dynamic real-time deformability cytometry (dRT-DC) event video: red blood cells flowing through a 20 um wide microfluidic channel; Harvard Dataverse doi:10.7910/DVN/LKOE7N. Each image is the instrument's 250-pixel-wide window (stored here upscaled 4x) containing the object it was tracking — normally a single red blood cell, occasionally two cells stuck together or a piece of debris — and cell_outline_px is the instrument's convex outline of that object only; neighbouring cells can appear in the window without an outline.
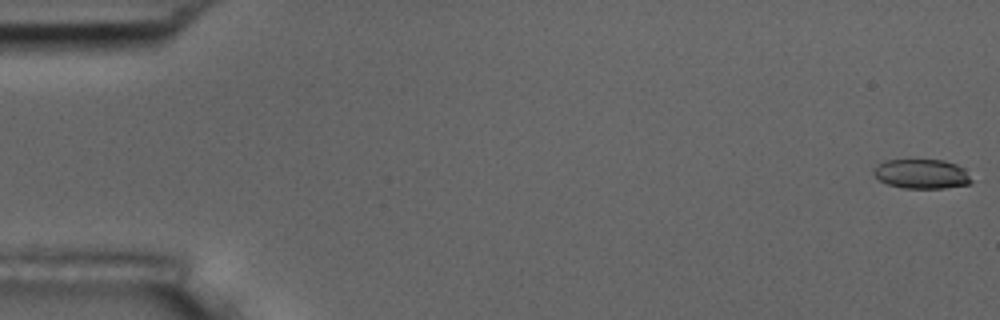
{"species": "common noctule bat (a hibernating species)", "species_latin": "Nyctalus noctula", "temperature_condition": "room temperature", "stored_images_in_passage": 55, "camera_frame_rate_fps": 3000, "um_per_image_px": 0.085, "animal": {"sex": "male", "body_mass_g": 17.5, "forearm_length_mm": 52.3}, "frame": {"image": 1, "passage_image": 1, "time_ms": 0.0, "image_size_px": [1000, 320], "cell_outline_px": [[972, 184], [944, 188], [904, 188], [888, 184], [880, 180], [872, 172], [884, 160], [944, 160], [956, 164], [964, 168], [972, 180]], "centroid_in_image_um": [78.39, 14.79], "position_along_channel_um": 6.6, "area_um2": 16.7}}
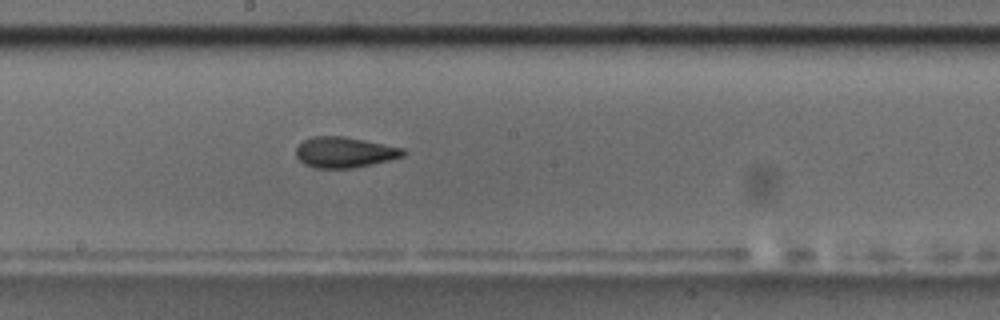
{"frame": {"image": 2, "passage_image": 31, "time_ms": 10.0, "image_size_px": [1000, 320], "cell_outline_px": [[408, 152], [404, 156], [372, 164], [352, 168], [316, 168], [304, 164], [296, 156], [296, 148], [304, 140], [312, 136], [344, 136], [404, 148]], "centroid_in_image_um": [29.29, 12.94], "position_along_channel_um": 218.9, "area_um2": 19.13}}
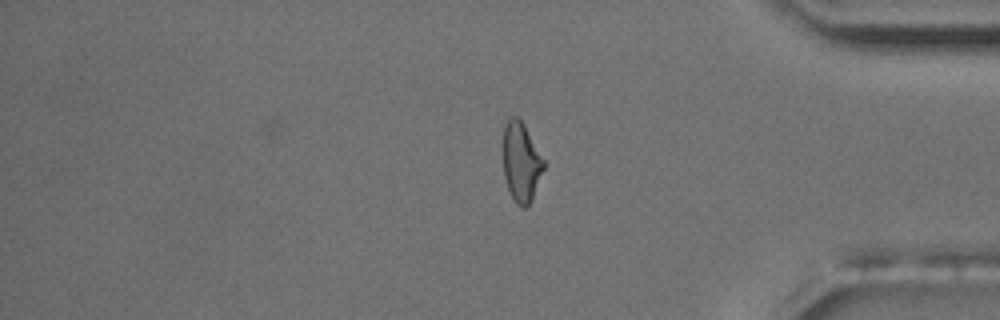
{"frame": {"image": 3, "passage_image": 47, "time_ms": 15.333, "image_size_px": [1000, 320], "cell_outline_px": [[544, 168], [532, 200], [524, 208], [516, 204], [508, 188], [504, 176], [504, 124], [508, 116], [516, 116], [524, 124], [544, 160]], "centroid_in_image_um": [44.3, 13.76], "position_along_channel_um": 390.9, "area_um2": 18.61}, "authors_computed_cell_mechanics": {"area_um2": 18.7272, "velocity_mm_per_s": 3.6275, "shape_relaxation_time_tau1_ms": 4.7609, "shape_relaxation_time_tau2_ms": 2.3091, "deformation_change_tau1": 0.1702, "deformation_change_tau2": 0.1073}}